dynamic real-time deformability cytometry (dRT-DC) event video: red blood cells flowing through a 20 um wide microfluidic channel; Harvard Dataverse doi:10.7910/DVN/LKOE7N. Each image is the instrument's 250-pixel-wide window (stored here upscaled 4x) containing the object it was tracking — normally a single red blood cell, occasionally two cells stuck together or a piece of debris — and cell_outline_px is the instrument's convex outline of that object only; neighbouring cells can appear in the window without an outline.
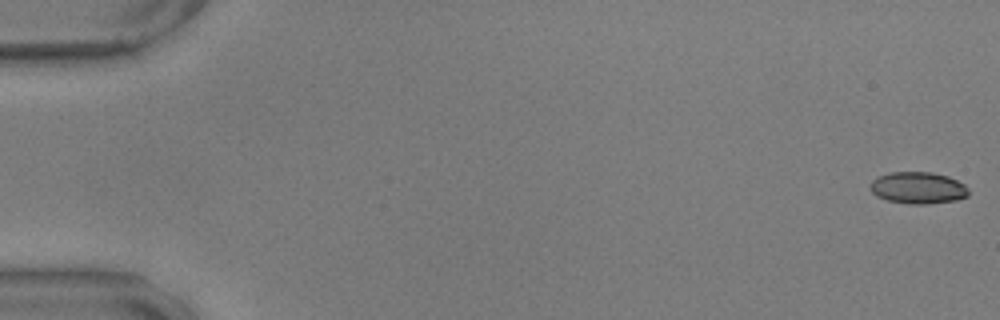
{"species": "common noctule bat (a hibernating species)", "species_latin": "Nyctalus noctula", "temperature_condition": "warm", "stored_images_in_passage": 57, "camera_frame_rate_fps": 3000, "um_per_image_px": 0.085, "animal": {"sex": "male", "body_mass_g": 17.9, "forearm_length_mm": 54.2}, "frame": {"image": 1, "passage_image": 1, "time_ms": 0.0, "image_size_px": [1000, 320], "cell_outline_px": [[968, 196], [956, 200], [928, 204], [908, 204], [888, 200], [876, 196], [872, 192], [872, 180], [888, 172], [932, 172], [948, 176], [964, 184], [968, 188]], "centroid_in_image_um": [78.06, 15.97], "position_along_channel_um": 6.9, "area_um2": 18.15}}
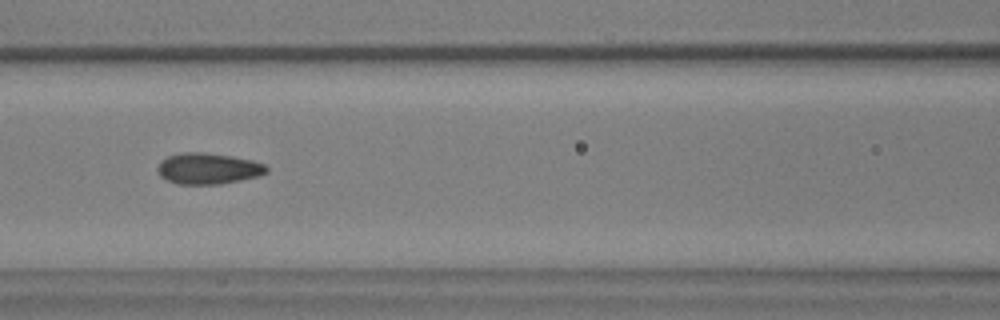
{"frame": {"image": 2, "passage_image": 26, "time_ms": 8.333, "image_size_px": [1000, 320], "cell_outline_px": [[268, 172], [260, 176], [220, 184], [176, 184], [160, 176], [156, 168], [160, 160], [168, 156], [180, 152], [204, 152], [232, 156], [252, 160], [264, 164], [268, 168]], "centroid_in_image_um": [17.68, 14.32], "position_along_channel_um": 148.9, "area_um2": 19.94}}
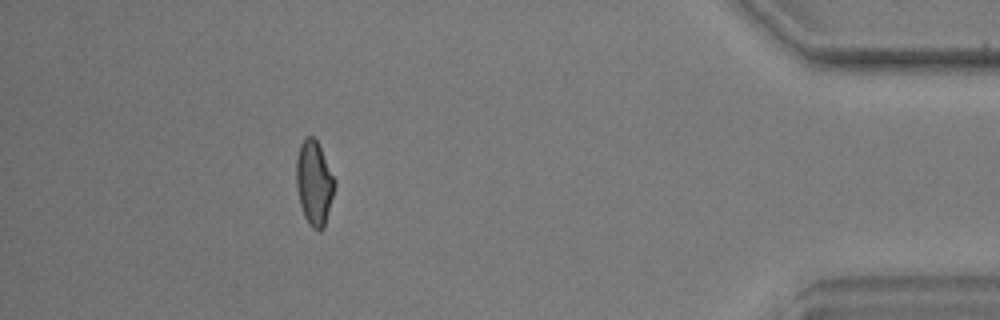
{"frame": {"image": 3, "passage_image": 52, "time_ms": 17.0, "image_size_px": [1000, 320], "cell_outline_px": [[336, 184], [324, 228], [320, 232], [312, 228], [308, 224], [304, 216], [300, 204], [296, 188], [296, 160], [300, 144], [308, 136], [312, 136], [316, 140], [336, 180]], "centroid_in_image_um": [26.7, 15.6], "position_along_channel_um": 408.5, "area_um2": 18.9}, "authors_computed_cell_mechanics": {"area_um2": 18.9006, "velocity_mm_per_s": 3.5594, "shape_relaxation_time_tau1_ms": 7.5836, "shape_relaxation_time_tau2_ms": 1.7487, "deformation_change_tau1": 0.1628, "deformation_change_tau2": 0.0756}}